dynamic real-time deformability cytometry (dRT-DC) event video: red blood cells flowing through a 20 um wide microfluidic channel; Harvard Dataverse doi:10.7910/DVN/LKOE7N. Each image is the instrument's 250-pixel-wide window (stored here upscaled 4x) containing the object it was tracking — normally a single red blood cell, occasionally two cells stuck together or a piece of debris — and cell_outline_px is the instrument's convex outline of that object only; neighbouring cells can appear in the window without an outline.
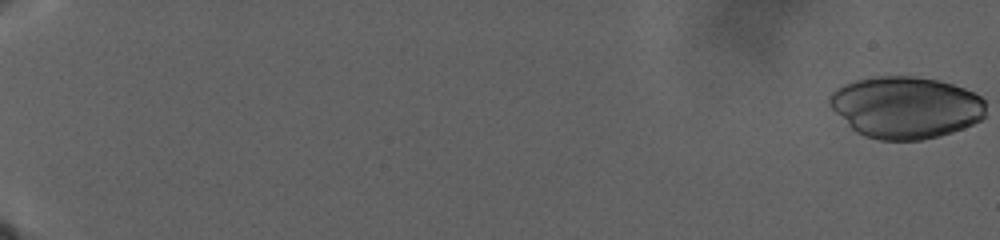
{"species": "human", "species_latin": "Homo sapiens", "temperature_condition": "warm", "stored_images_in_passage": 152, "camera_frame_rate_fps": 3000, "um_per_image_px": 0.085, "donor": {"sex": "male"}, "frame": {"image": 1, "passage_image": 1, "time_ms": 0.0, "image_size_px": [1000, 240], "cell_outline_px": [[984, 116], [980, 120], [964, 128], [952, 132], [920, 140], [880, 140], [864, 136], [856, 132], [828, 104], [828, 96], [836, 88], [844, 84], [856, 80], [876, 76], [912, 76], [940, 80], [964, 88], [980, 96], [984, 100]], "centroid_in_image_um": [76.97, 9.12], "position_along_channel_um": 8.0, "area_um2": 56.24}}
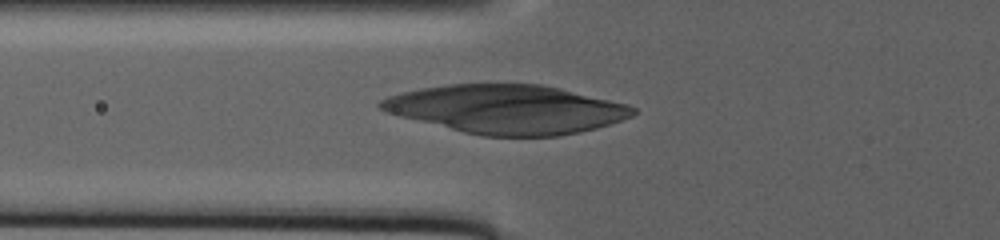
{"frame": {"image": 2, "passage_image": 57, "time_ms": 17.667, "image_size_px": [1000, 240], "cell_outline_px": [[636, 112], [632, 116], [596, 128], [580, 132], [560, 136], [480, 136], [400, 116], [388, 112], [380, 108], [376, 104], [380, 100], [388, 96], [400, 92], [420, 88], [444, 84], [544, 84], [628, 104], [636, 108]], "centroid_in_image_um": [43.07, 9.28], "position_along_channel_um": 82.7, "area_um2": 71.61}}
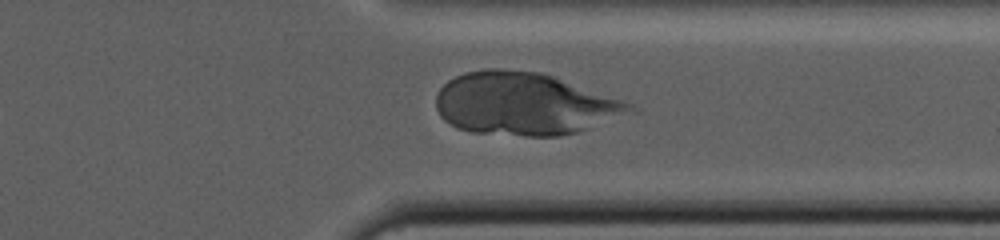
{"frame": {"image": 3, "passage_image": 120, "time_ms": 33.0, "image_size_px": [1000, 240], "cell_outline_px": [[636, 112], [576, 132], [560, 136], [524, 136], [472, 132], [456, 128], [444, 120], [440, 116], [436, 108], [436, 96], [440, 88], [448, 80], [464, 72], [484, 68], [504, 68], [540, 72], [552, 76], [632, 104], [636, 108]], "centroid_in_image_um": [44.52, 8.83], "position_along_channel_um": 366.9, "area_um2": 70.57}}